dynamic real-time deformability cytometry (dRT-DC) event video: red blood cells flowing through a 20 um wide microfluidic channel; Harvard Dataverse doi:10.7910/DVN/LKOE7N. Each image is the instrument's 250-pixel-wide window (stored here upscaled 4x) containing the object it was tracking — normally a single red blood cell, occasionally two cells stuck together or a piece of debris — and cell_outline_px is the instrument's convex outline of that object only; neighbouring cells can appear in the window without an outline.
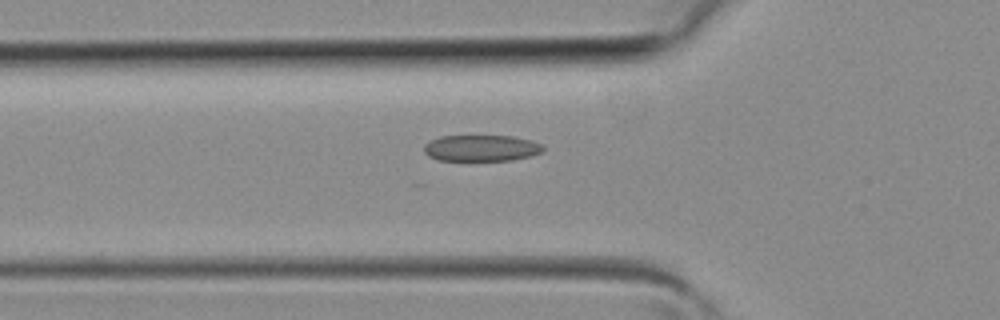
{"species": "common noctule bat (a hibernating species)", "species_latin": "Nyctalus noctula", "temperature_condition": "room temperature", "stored_images_in_passage": 24, "camera_frame_rate_fps": 3000, "um_per_image_px": 0.085, "animal": {"sex": "female", "body_mass_g": 19.3, "forearm_length_mm": 54.1}, "frame": {"image": 1, "passage_image": 2, "time_ms": 0.333, "image_size_px": [1000, 320], "cell_outline_px": [[544, 152], [512, 160], [436, 160], [428, 156], [424, 152], [424, 144], [440, 136], [512, 136], [532, 140], [540, 144], [544, 148]], "centroid_in_image_um": [40.9, 12.59], "position_along_channel_um": 84.9, "area_um2": 18.21}}
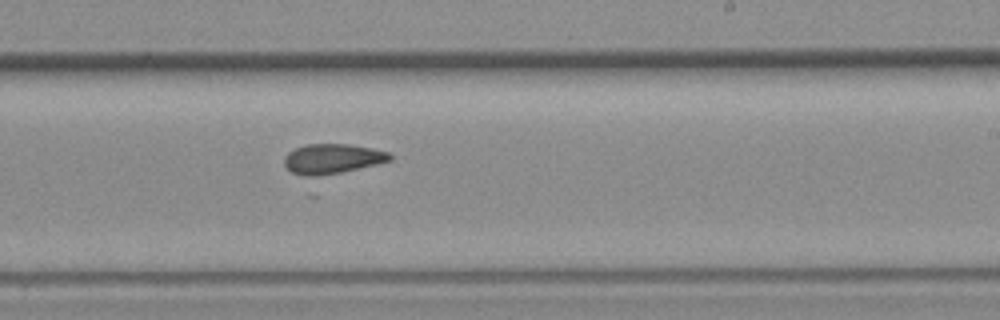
{"frame": {"image": 2, "passage_image": 12, "time_ms": 3.667, "image_size_px": [1000, 320], "cell_outline_px": [[392, 160], [312, 180], [292, 172], [284, 164], [284, 156], [288, 152], [304, 144], [348, 144], [372, 148], [388, 152], [392, 156]], "centroid_in_image_um": [28.2, 13.54], "position_along_channel_um": 260.8, "area_um2": 18.96}}
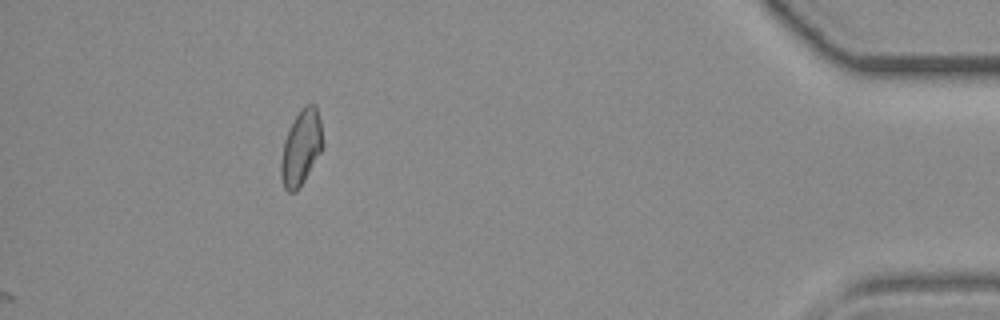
{"frame": {"image": 3, "passage_image": 24, "time_ms": 7.667, "image_size_px": [1000, 320], "cell_outline_px": [[324, 144], [320, 152], [300, 188], [296, 192], [288, 192], [284, 188], [280, 176], [280, 164], [284, 140], [300, 108], [304, 104], [316, 104], [320, 120]], "centroid_in_image_um": [25.59, 12.56], "position_along_channel_um": 409.6, "area_um2": 18.32}}